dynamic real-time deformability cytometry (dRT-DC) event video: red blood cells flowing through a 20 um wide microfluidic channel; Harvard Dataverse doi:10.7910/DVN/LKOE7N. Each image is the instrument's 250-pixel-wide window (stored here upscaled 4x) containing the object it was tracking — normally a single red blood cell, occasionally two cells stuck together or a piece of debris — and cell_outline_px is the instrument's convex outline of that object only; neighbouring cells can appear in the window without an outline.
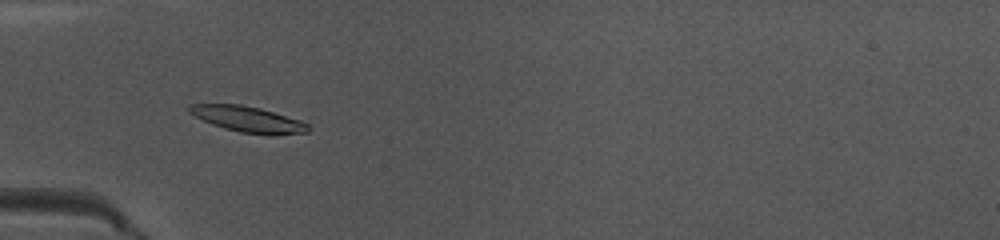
{"species": "common noctule bat (a hibernating species)", "species_latin": "Nyctalus noctula", "temperature_condition": "warm", "stored_images_in_passage": 51, "camera_frame_rate_fps": 3000, "um_per_image_px": 0.085, "animal": {"sex": "female", "body_mass_g": 10.0, "forearm_length_mm": 53.1}, "frame": {"image": 1, "passage_image": 17, "time_ms": 5.333, "image_size_px": [1000, 240], "cell_outline_px": [[312, 128], [308, 132], [240, 132], [224, 128], [212, 124], [188, 112], [184, 108], [188, 104], [240, 104], [260, 108], [300, 120], [308, 124]], "centroid_in_image_um": [20.97, 10.07], "position_along_channel_um": 64.0, "area_um2": 17.11}}
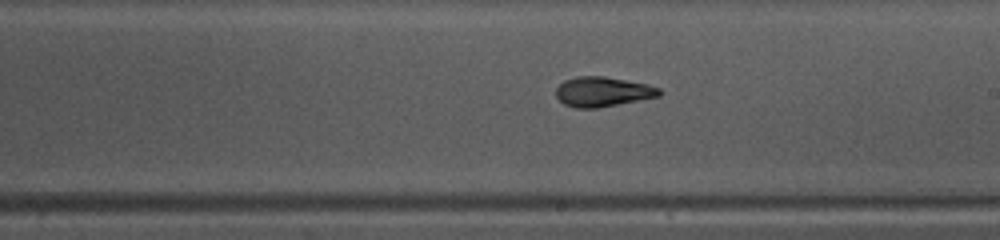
{"frame": {"image": 2, "passage_image": 30, "time_ms": 9.667, "image_size_px": [1000, 240], "cell_outline_px": [[664, 92], [660, 96], [600, 108], [576, 108], [564, 104], [556, 96], [556, 88], [564, 80], [576, 76], [604, 76], [648, 84], [660, 88]], "centroid_in_image_um": [51.26, 7.8], "position_along_channel_um": 237.7, "area_um2": 18.15}}
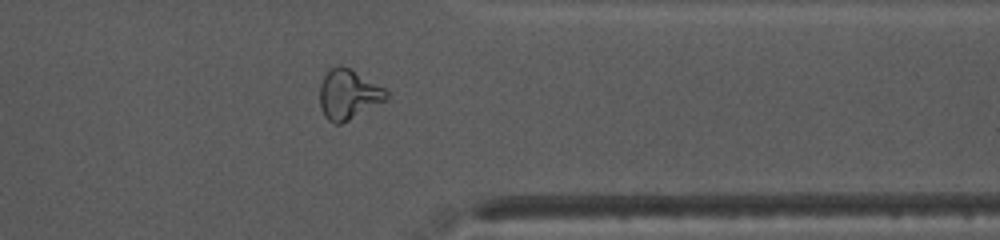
{"frame": {"image": 3, "passage_image": 41, "time_ms": 13.333, "image_size_px": [1000, 240], "cell_outline_px": [[388, 96], [384, 100], [348, 120], [340, 124], [332, 124], [324, 116], [320, 108], [320, 84], [324, 72], [340, 64], [348, 68], [384, 88], [388, 92]], "centroid_in_image_um": [29.54, 8.02], "position_along_channel_um": 381.9, "area_um2": 19.02}, "authors_computed_cell_mechanics": {"area_um2": 18.1492, "velocity_mm_per_s": 4.036, "shape_relaxation_time_tau1_ms": 3.7585, "shape_relaxation_time_tau2_ms": 1.7407, "deformation_change_tau1": 0.1747, "deformation_change_tau2": 0.0812}}